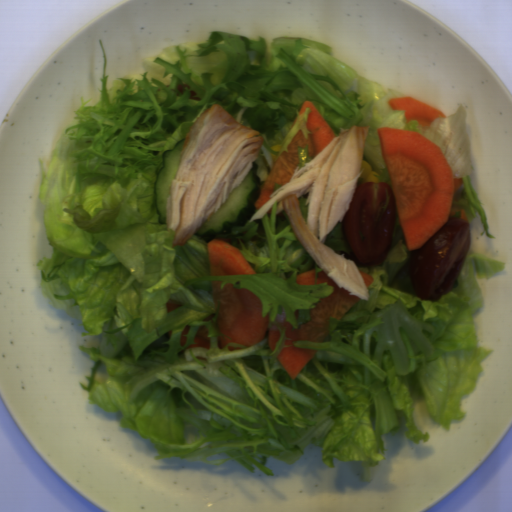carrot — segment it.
Instances as JSON below:
<instances>
[{
	"label": "carrot",
	"instance_id": "b8716197",
	"mask_svg": "<svg viewBox=\"0 0 512 512\" xmlns=\"http://www.w3.org/2000/svg\"><path fill=\"white\" fill-rule=\"evenodd\" d=\"M377 134L407 251L423 247L456 212L468 220L463 208L451 209L464 180L453 177L436 144L401 128L379 127Z\"/></svg>",
	"mask_w": 512,
	"mask_h": 512
},
{
	"label": "carrot",
	"instance_id": "cead05ca",
	"mask_svg": "<svg viewBox=\"0 0 512 512\" xmlns=\"http://www.w3.org/2000/svg\"><path fill=\"white\" fill-rule=\"evenodd\" d=\"M212 281V297L217 316V327L225 336L217 337L220 350L227 343L251 347L264 340L270 322V313L263 317V304L252 290L236 288L231 282Z\"/></svg>",
	"mask_w": 512,
	"mask_h": 512
},
{
	"label": "carrot",
	"instance_id": "1c9b5961",
	"mask_svg": "<svg viewBox=\"0 0 512 512\" xmlns=\"http://www.w3.org/2000/svg\"><path fill=\"white\" fill-rule=\"evenodd\" d=\"M322 283L333 286L334 290L328 297L321 298L315 304V308L309 311L310 322L302 324L294 331L290 322L286 319L282 322V326L285 328V337L290 338L284 340L283 345H290V347H282L276 358L293 380L317 352L316 350L297 348L294 346V341L322 342L330 333L328 330L330 318L340 320L350 308L362 300V298L350 295L345 288H339L324 270L317 273L316 279V285Z\"/></svg>",
	"mask_w": 512,
	"mask_h": 512
},
{
	"label": "carrot",
	"instance_id": "07d2c1c8",
	"mask_svg": "<svg viewBox=\"0 0 512 512\" xmlns=\"http://www.w3.org/2000/svg\"><path fill=\"white\" fill-rule=\"evenodd\" d=\"M307 108L310 112L307 116L306 127L310 133L305 138L302 128H299L287 144V151L284 150L278 155L260 190L259 197L254 203L255 213L269 201L275 191L276 184H281L282 187L287 185L292 176L299 170L298 147L303 149L308 145L307 155L313 159L336 138L332 128L310 101L303 102L298 115L304 114Z\"/></svg>",
	"mask_w": 512,
	"mask_h": 512
},
{
	"label": "carrot",
	"instance_id": "79d8ee17",
	"mask_svg": "<svg viewBox=\"0 0 512 512\" xmlns=\"http://www.w3.org/2000/svg\"><path fill=\"white\" fill-rule=\"evenodd\" d=\"M210 276H234L257 273L239 248L224 240L213 238L207 242Z\"/></svg>",
	"mask_w": 512,
	"mask_h": 512
},
{
	"label": "carrot",
	"instance_id": "46ec933d",
	"mask_svg": "<svg viewBox=\"0 0 512 512\" xmlns=\"http://www.w3.org/2000/svg\"><path fill=\"white\" fill-rule=\"evenodd\" d=\"M388 104L392 110L404 111L405 122L416 120L418 127L430 128L434 119L447 118L439 109L412 96L391 98Z\"/></svg>",
	"mask_w": 512,
	"mask_h": 512
},
{
	"label": "carrot",
	"instance_id": "abdcd85c",
	"mask_svg": "<svg viewBox=\"0 0 512 512\" xmlns=\"http://www.w3.org/2000/svg\"><path fill=\"white\" fill-rule=\"evenodd\" d=\"M208 335H209L208 327L202 324L201 326L198 327V329L196 331L195 338H194L195 344H191V345L187 346V348H205V349L209 350L210 346H211V342H210V337H208Z\"/></svg>",
	"mask_w": 512,
	"mask_h": 512
},
{
	"label": "carrot",
	"instance_id": "7f4f0e56",
	"mask_svg": "<svg viewBox=\"0 0 512 512\" xmlns=\"http://www.w3.org/2000/svg\"><path fill=\"white\" fill-rule=\"evenodd\" d=\"M295 282L299 286H313V285H316V272H315V268L300 273L296 277Z\"/></svg>",
	"mask_w": 512,
	"mask_h": 512
},
{
	"label": "carrot",
	"instance_id": "942b0fe3",
	"mask_svg": "<svg viewBox=\"0 0 512 512\" xmlns=\"http://www.w3.org/2000/svg\"><path fill=\"white\" fill-rule=\"evenodd\" d=\"M281 338V333L277 328V325H271L270 330L268 332V345L271 351H275L277 348V343Z\"/></svg>",
	"mask_w": 512,
	"mask_h": 512
},
{
	"label": "carrot",
	"instance_id": "e1d6ba96",
	"mask_svg": "<svg viewBox=\"0 0 512 512\" xmlns=\"http://www.w3.org/2000/svg\"><path fill=\"white\" fill-rule=\"evenodd\" d=\"M166 306H167V313H170L184 305L180 301H177L175 299H170L166 302Z\"/></svg>",
	"mask_w": 512,
	"mask_h": 512
},
{
	"label": "carrot",
	"instance_id": "ad0e68b4",
	"mask_svg": "<svg viewBox=\"0 0 512 512\" xmlns=\"http://www.w3.org/2000/svg\"><path fill=\"white\" fill-rule=\"evenodd\" d=\"M190 329H191L190 325H187L183 328L180 339H179L181 346H184L187 343V337L184 335H189Z\"/></svg>",
	"mask_w": 512,
	"mask_h": 512
},
{
	"label": "carrot",
	"instance_id": "22903bb0",
	"mask_svg": "<svg viewBox=\"0 0 512 512\" xmlns=\"http://www.w3.org/2000/svg\"><path fill=\"white\" fill-rule=\"evenodd\" d=\"M358 271H359V273H360V275H361V277L363 279V282H364L366 288L369 287L370 284L374 280L373 277L371 275H369L367 272H363V271H360V270H358Z\"/></svg>",
	"mask_w": 512,
	"mask_h": 512
},
{
	"label": "carrot",
	"instance_id": "e3c8d2d2",
	"mask_svg": "<svg viewBox=\"0 0 512 512\" xmlns=\"http://www.w3.org/2000/svg\"><path fill=\"white\" fill-rule=\"evenodd\" d=\"M227 349H228L229 352H232V351H235V350H241L243 348L238 347V346L233 347L232 345H229V346H227Z\"/></svg>",
	"mask_w": 512,
	"mask_h": 512
}]
</instances>
